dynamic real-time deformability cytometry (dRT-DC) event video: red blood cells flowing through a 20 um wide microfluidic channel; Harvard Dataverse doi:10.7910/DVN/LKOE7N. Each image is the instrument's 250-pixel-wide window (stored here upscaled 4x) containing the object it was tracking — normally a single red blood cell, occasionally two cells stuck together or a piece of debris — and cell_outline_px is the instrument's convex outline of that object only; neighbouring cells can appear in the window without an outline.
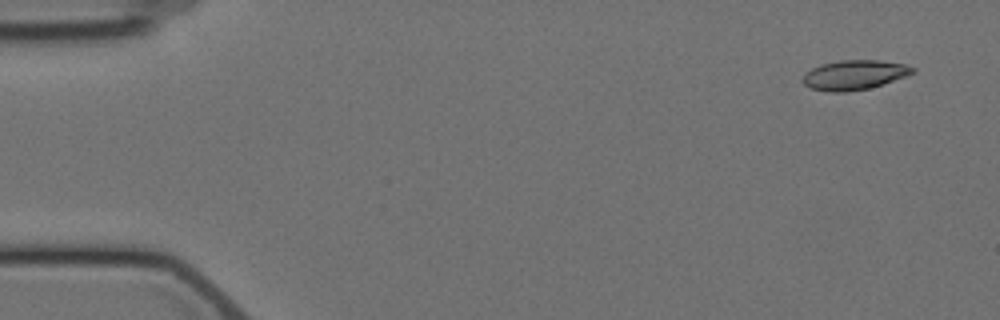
{"species": "Egyptian fruit bat (a non-hibernating species)", "species_latin": "Rousettus aegyptiacus", "temperature_condition": "cold", "stored_images_in_passage": 6, "camera_frame_rate_fps": 3000, "um_per_image_px": 0.085, "animal": {"sex": "female"}, "frame": {"image": 1, "passage_image": 1, "time_ms": 0.0, "image_size_px": [1000, 320], "cell_outline_px": [[916, 72], [908, 76], [868, 88], [848, 92], [828, 92], [812, 88], [804, 84], [800, 80], [812, 68], [820, 64], [840, 60], [880, 60], [904, 64], [916, 68]], "centroid_in_image_um": [72.64, 6.36], "position_along_channel_um": 12.4, "area_um2": 19.02}}
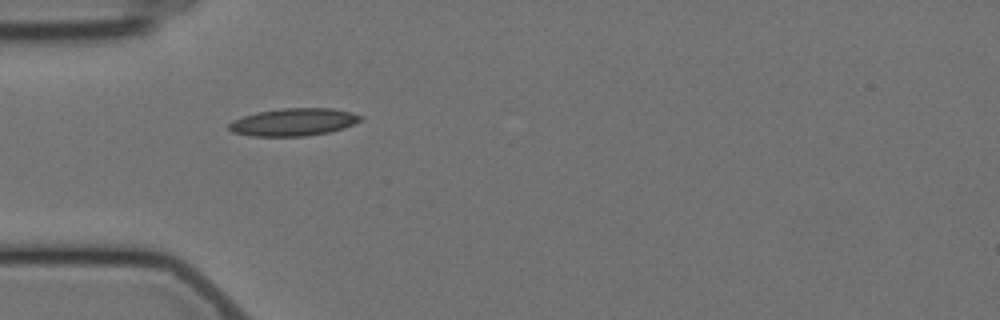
{"frame": {"image": 2, "passage_image": 5, "time_ms": 4.667, "image_size_px": [1000, 320], "cell_outline_px": [[364, 116], [360, 120], [344, 128], [328, 132], [308, 136], [252, 136], [232, 132], [228, 128], [228, 124], [232, 120], [256, 112], [284, 108], [332, 108], [352, 112]], "centroid_in_image_um": [24.94, 10.37], "position_along_channel_um": 60.1, "area_um2": 21.15}}
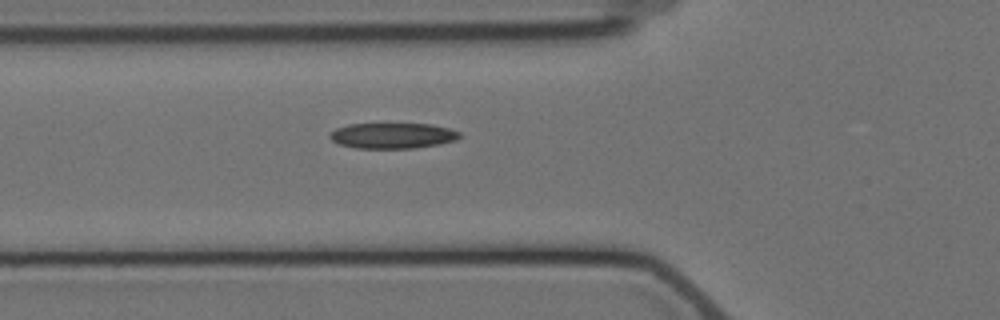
{"frame": {"image": 3, "passage_image": 6, "time_ms": 5.667, "image_size_px": [1000, 320], "cell_outline_px": [[460, 136], [456, 140], [440, 144], [416, 148], [356, 148], [340, 144], [332, 140], [328, 136], [336, 128], [348, 124], [432, 124], [448, 128], [460, 132]], "centroid_in_image_um": [33.38, 11.53], "position_along_channel_um": 92.4, "area_um2": 19.31}}